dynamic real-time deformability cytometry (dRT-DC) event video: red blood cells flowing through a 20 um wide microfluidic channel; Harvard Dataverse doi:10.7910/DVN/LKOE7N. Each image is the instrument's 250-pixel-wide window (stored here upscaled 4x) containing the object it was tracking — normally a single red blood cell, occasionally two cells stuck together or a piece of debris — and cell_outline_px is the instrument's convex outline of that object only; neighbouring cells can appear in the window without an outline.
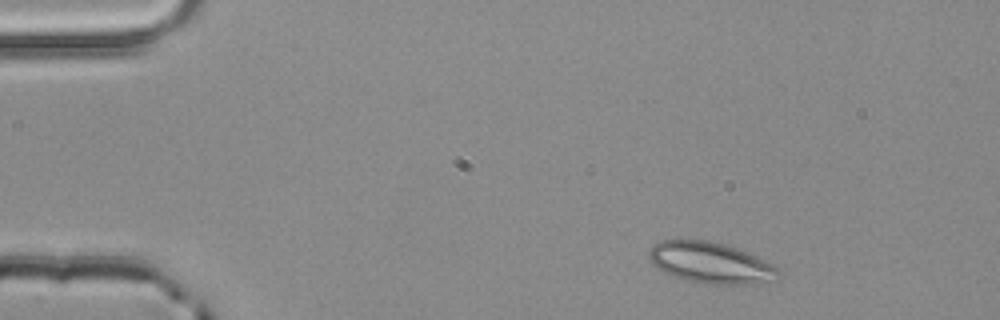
{"species": "common noctule bat (a hibernating species)", "species_latin": "Nyctalus noctula", "temperature_condition": "room temperature", "stored_images_in_passage": 4, "camera_frame_rate_fps": 3000, "um_per_image_px": 0.085, "animal": {"sex": "male", "body_mass_g": 20.4}, "frame": {"image": 1, "passage_image": 1, "time_ms": 0.0, "image_size_px": [1000, 320], "cell_outline_px": [[784, 276], [776, 280], [756, 284], [704, 284], [684, 280], [672, 276], [664, 272], [652, 264], [648, 256], [648, 252], [652, 244], [660, 240], [708, 240], [724, 244], [748, 252], [780, 268]], "centroid_in_image_um": [60.44, 22.35], "position_along_channel_um": 24.6, "area_um2": 31.62}}